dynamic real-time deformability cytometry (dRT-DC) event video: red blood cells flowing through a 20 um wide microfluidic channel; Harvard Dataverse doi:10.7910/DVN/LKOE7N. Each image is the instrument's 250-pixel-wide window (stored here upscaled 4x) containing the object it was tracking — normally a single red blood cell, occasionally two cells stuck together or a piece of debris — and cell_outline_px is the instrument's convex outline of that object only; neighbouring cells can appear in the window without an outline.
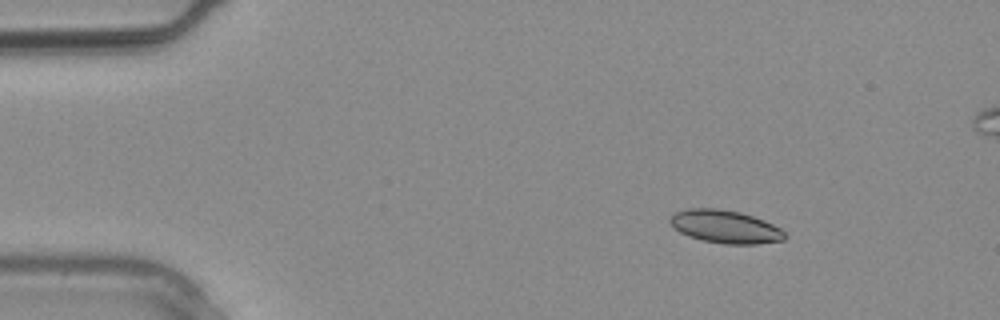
{"species": "common noctule bat (a hibernating species)", "species_latin": "Nyctalus noctula", "temperature_condition": "warm", "stored_images_in_passage": 3, "camera_frame_rate_fps": 3000, "um_per_image_px": 0.085, "animal": {"sex": "male", "body_mass_g": 20.4}, "frame": {"image": 1, "passage_image": 1, "time_ms": 0.0, "image_size_px": [1000, 320], "cell_outline_px": [[788, 236], [784, 240], [756, 244], [724, 244], [700, 240], [688, 236], [680, 232], [668, 220], [668, 216], [672, 212], [688, 208], [716, 208], [740, 212], [764, 220], [780, 228]], "centroid_in_image_um": [61.62, 19.26], "position_along_channel_um": 23.4, "area_um2": 22.25}}